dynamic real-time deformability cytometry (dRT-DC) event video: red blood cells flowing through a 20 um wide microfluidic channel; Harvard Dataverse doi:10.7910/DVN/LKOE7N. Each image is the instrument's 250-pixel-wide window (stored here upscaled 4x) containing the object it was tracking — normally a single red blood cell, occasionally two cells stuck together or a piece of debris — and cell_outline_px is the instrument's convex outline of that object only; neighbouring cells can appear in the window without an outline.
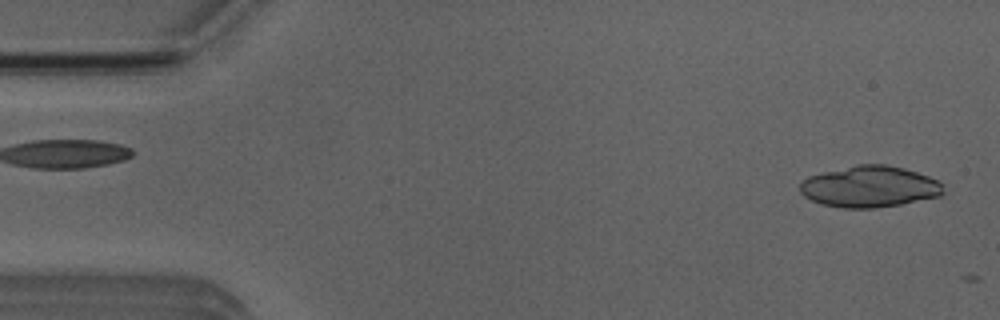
{"species": "Egyptian fruit bat (a non-hibernating species)", "species_latin": "Rousettus aegyptiacus", "temperature_condition": "room temperature", "stored_images_in_passage": 4, "camera_frame_rate_fps": 3000, "um_per_image_px": 0.085, "animal": {"sex": "male"}, "frame": {"image": 1, "passage_image": 1, "time_ms": 0.0, "image_size_px": [1000, 320], "cell_outline_px": [[944, 192], [940, 196], [900, 204], [876, 208], [840, 208], [824, 204], [812, 200], [804, 196], [800, 192], [800, 184], [808, 176], [856, 164], [888, 164], [904, 168], [928, 176], [944, 184]], "centroid_in_image_um": [73.93, 15.86], "position_along_channel_um": 11.1, "area_um2": 34.51}}